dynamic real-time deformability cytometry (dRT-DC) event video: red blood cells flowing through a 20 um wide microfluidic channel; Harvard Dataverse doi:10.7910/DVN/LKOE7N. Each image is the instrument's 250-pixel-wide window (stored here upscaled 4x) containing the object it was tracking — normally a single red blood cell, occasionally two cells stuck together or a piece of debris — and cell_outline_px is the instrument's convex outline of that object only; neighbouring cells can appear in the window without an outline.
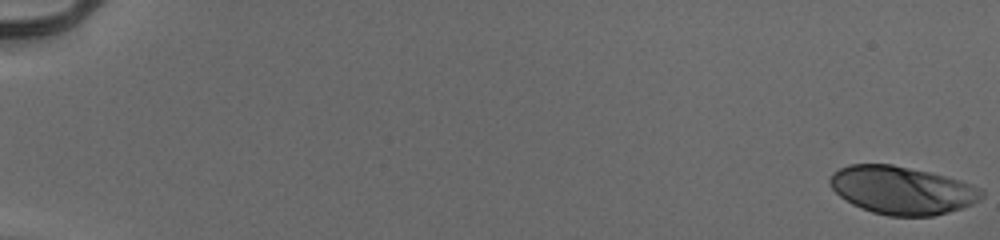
{"species": "human", "species_latin": "Homo sapiens", "temperature_condition": "cold", "stored_images_in_passage": 41, "camera_frame_rate_fps": 3000, "um_per_image_px": 0.085, "donor": {"sex": "male"}, "frame": {"image": 1, "passage_image": 1, "time_ms": 0.0, "image_size_px": [1000, 240], "cell_outline_px": [[984, 196], [972, 204], [948, 212], [932, 216], [888, 216], [872, 212], [852, 204], [840, 196], [828, 184], [828, 180], [832, 172], [848, 164], [892, 164], [948, 176], [984, 188]], "centroid_in_image_um": [76.67, 16.16], "position_along_channel_um": 8.3, "area_um2": 42.66}}
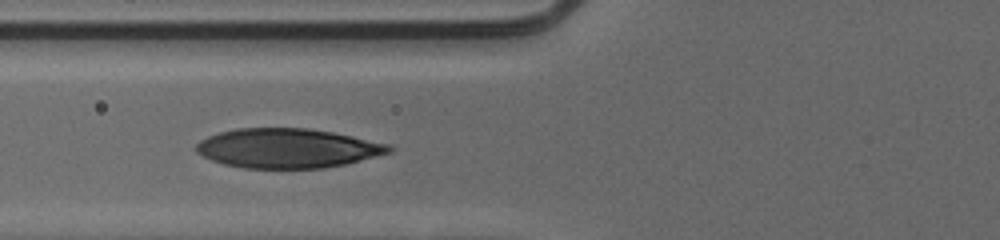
{"frame": {"image": 2, "passage_image": 24, "time_ms": 7.667, "image_size_px": [1000, 240], "cell_outline_px": [[396, 148], [392, 152], [344, 164], [324, 168], [244, 168], [224, 164], [212, 160], [196, 152], [196, 144], [200, 140], [208, 136], [220, 132], [236, 128], [308, 128], [332, 132], [352, 136], [388, 144]], "centroid_in_image_um": [24.44, 12.6], "position_along_channel_um": 101.4, "area_um2": 44.22}}
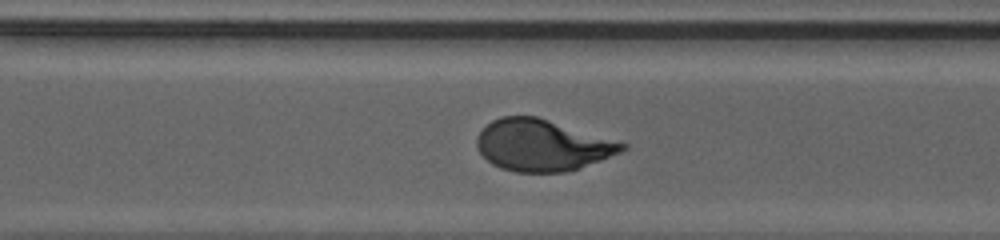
{"frame": {"image": 3, "passage_image": 41, "time_ms": 13.333, "image_size_px": [1000, 240], "cell_outline_px": [[628, 148], [620, 152], [580, 168], [564, 172], [516, 172], [500, 168], [492, 164], [480, 152], [476, 144], [476, 136], [492, 120], [500, 116], [536, 116], [628, 144]], "centroid_in_image_um": [46.07, 12.35], "position_along_channel_um": 324.5, "area_um2": 43.23}}